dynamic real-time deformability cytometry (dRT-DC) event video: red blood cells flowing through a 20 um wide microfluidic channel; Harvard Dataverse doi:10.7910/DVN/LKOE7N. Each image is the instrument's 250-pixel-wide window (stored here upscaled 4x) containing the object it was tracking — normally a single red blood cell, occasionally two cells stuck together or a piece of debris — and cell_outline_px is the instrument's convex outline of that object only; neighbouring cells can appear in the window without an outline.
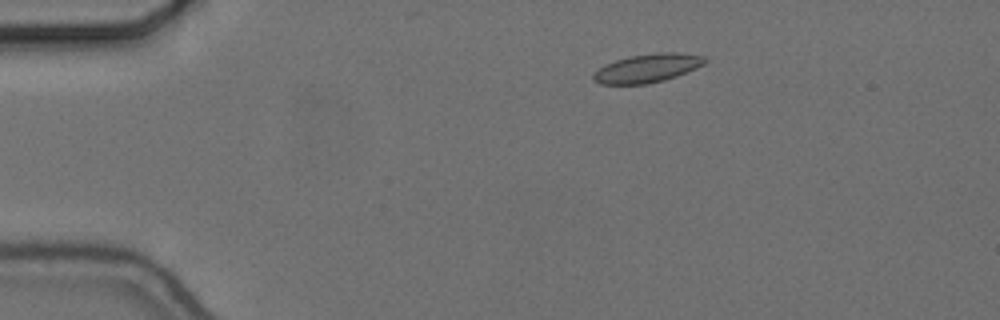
{"species": "common noctule bat (a hibernating species)", "species_latin": "Nyctalus noctula", "temperature_condition": "cold", "stored_images_in_passage": 47, "camera_frame_rate_fps": 3000, "um_per_image_px": 0.085, "animal": {"sex": "female", "body_mass_g": 24.6, "forearm_length_mm": 56.2}, "frame": {"image": 1, "passage_image": 1, "time_ms": 0.0, "image_size_px": [1000, 320], "cell_outline_px": [[708, 60], [704, 64], [696, 68], [676, 76], [664, 80], [648, 84], [600, 84], [592, 80], [592, 72], [616, 60], [628, 56], [656, 52], [676, 52], [704, 56]], "centroid_in_image_um": [55.02, 5.79], "position_along_channel_um": 30.0, "area_um2": 18.61}}
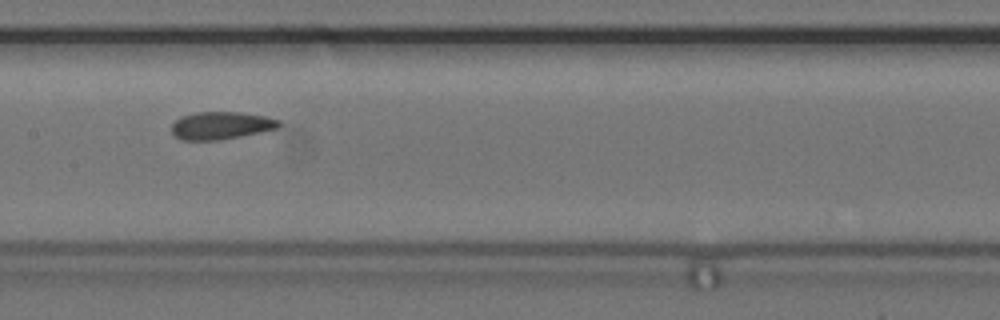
{"frame": {"image": 2, "passage_image": 19, "time_ms": 6.0, "image_size_px": [1000, 320], "cell_outline_px": [[280, 124], [276, 128], [260, 132], [240, 136], [216, 140], [180, 140], [172, 132], [172, 124], [180, 116], [196, 112], [240, 112], [264, 116], [280, 120]], "centroid_in_image_um": [18.75, 10.66], "position_along_channel_um": 188.6, "area_um2": 17.11}}
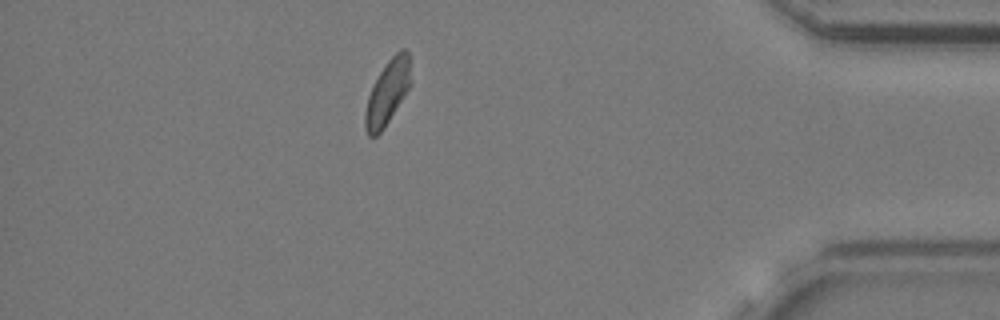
{"frame": {"image": 3, "passage_image": 40, "time_ms": 13.0, "image_size_px": [1000, 320], "cell_outline_px": [[408, 88], [388, 120], [380, 132], [376, 136], [368, 136], [364, 128], [364, 112], [368, 96], [380, 72], [388, 60], [400, 48], [404, 48], [408, 52]], "centroid_in_image_um": [32.87, 7.88], "position_along_channel_um": 402.3, "area_um2": 16.24}, "authors_computed_cell_mechanics": {"area_um2": 17.5712, "velocity_mm_per_s": 3.6386, "shape_relaxation_time_tau1_ms": null, "shape_relaxation_time_tau2_ms": 1.9446, "deformation_change_tau1": null, "deformation_change_tau2": 0.0589}}